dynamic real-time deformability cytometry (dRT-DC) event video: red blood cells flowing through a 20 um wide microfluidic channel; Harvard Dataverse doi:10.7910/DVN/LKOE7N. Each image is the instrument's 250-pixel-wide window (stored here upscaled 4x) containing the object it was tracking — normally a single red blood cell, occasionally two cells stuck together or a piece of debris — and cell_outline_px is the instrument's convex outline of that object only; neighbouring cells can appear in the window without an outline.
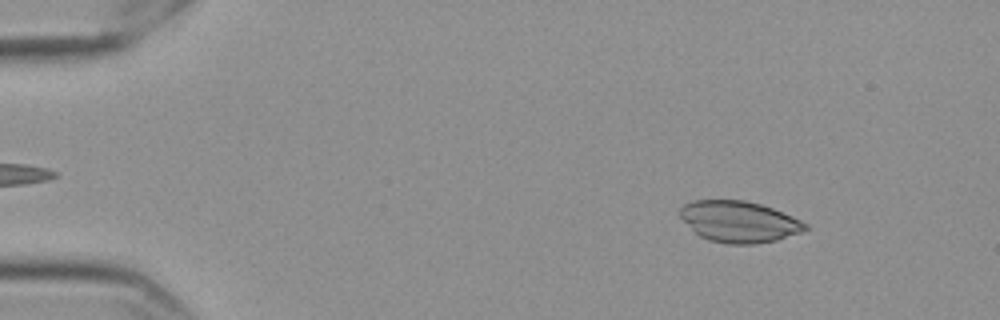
{"species": "Egyptian fruit bat (a non-hibernating species)", "species_latin": "Rousettus aegyptiacus", "temperature_condition": "cold", "stored_images_in_passage": 56, "camera_frame_rate_fps": 3000, "um_per_image_px": 0.085, "frame": {"image": 1, "passage_image": 7, "time_ms": 2.0, "image_size_px": [1000, 320], "cell_outline_px": [[808, 228], [800, 232], [776, 240], [752, 244], [728, 244], [708, 240], [700, 236], [680, 216], [680, 208], [684, 204], [692, 200], [744, 200], [760, 204], [772, 208], [792, 216], [808, 224]], "centroid_in_image_um": [62.82, 18.83], "position_along_channel_um": 22.2, "area_um2": 29.82}}
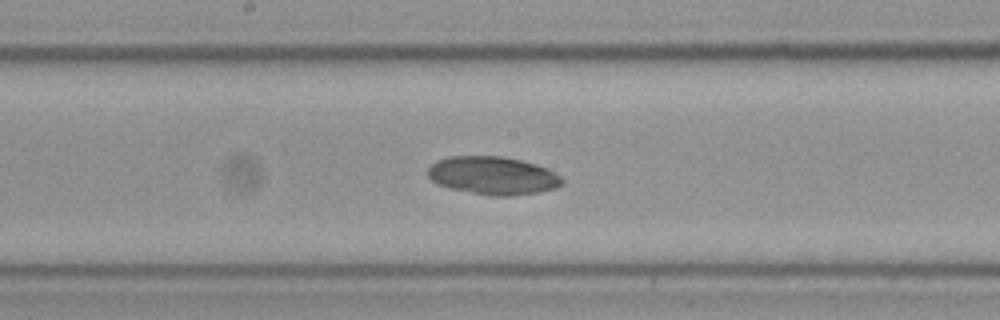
{"frame": {"image": 2, "passage_image": 30, "time_ms": 9.667, "image_size_px": [1000, 320], "cell_outline_px": [[564, 180], [556, 188], [536, 192], [508, 196], [492, 196], [452, 188], [436, 184], [428, 176], [428, 168], [436, 160], [448, 156], [500, 156], [520, 160], [536, 164], [548, 168], [560, 176]], "centroid_in_image_um": [41.88, 14.91], "position_along_channel_um": 206.3, "area_um2": 29.59}}
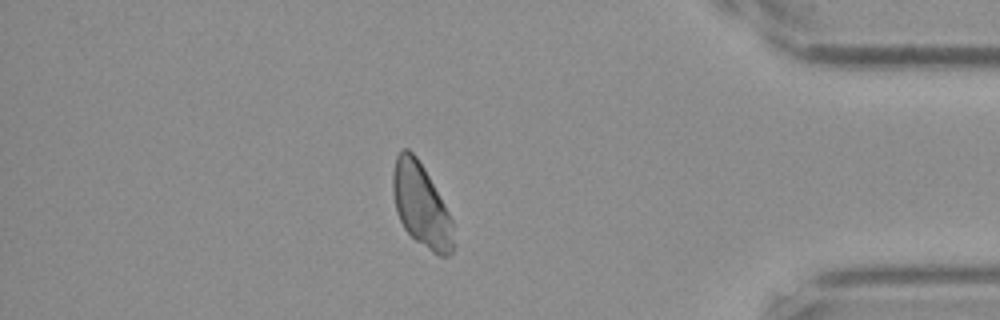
{"frame": {"image": 3, "passage_image": 49, "time_ms": 16.0, "image_size_px": [1000, 320], "cell_outline_px": [[452, 252], [448, 256], [440, 256], [432, 252], [416, 240], [404, 228], [396, 212], [392, 192], [392, 172], [396, 156], [400, 148], [408, 148], [416, 156], [424, 168], [444, 204], [452, 220]], "centroid_in_image_um": [35.75, 17.4], "position_along_channel_um": 399.5, "area_um2": 29.13}}